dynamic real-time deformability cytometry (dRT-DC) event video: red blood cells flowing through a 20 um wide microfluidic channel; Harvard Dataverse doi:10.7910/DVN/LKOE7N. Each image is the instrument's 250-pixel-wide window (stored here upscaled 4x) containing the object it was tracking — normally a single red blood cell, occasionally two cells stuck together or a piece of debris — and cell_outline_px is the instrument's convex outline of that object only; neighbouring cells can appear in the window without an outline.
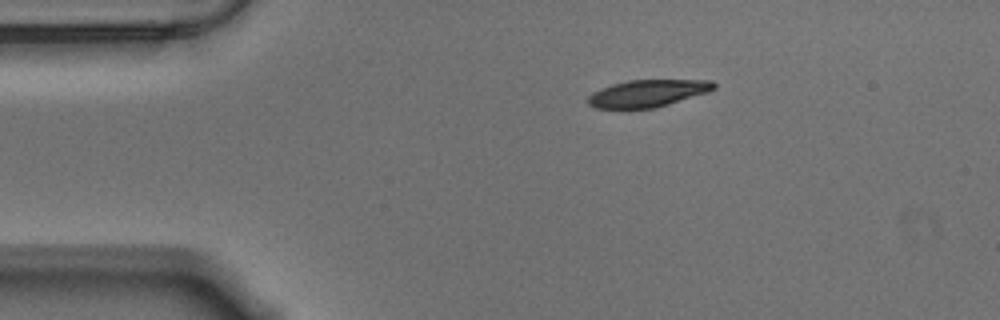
{"species": "Egyptian fruit bat (a non-hibernating species)", "species_latin": "Rousettus aegyptiacus", "temperature_condition": "warm", "stored_images_in_passage": 48, "camera_frame_rate_fps": 3000, "um_per_image_px": 0.085, "animal": {"sex": "male"}, "frame": {"image": 1, "passage_image": 1, "time_ms": 0.0, "image_size_px": [1000, 320], "cell_outline_px": [[716, 88], [708, 92], [656, 108], [596, 108], [588, 104], [588, 96], [592, 92], [600, 88], [612, 84], [628, 80], [712, 80], [716, 84]], "centroid_in_image_um": [55.06, 7.92], "position_along_channel_um": 29.9, "area_um2": 19.94}}
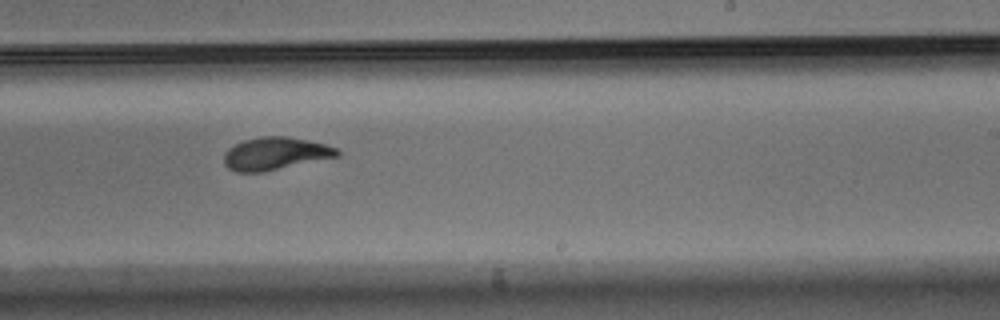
{"frame": {"image": 2, "passage_image": 25, "time_ms": 8.0, "image_size_px": [1000, 320], "cell_outline_px": [[340, 156], [264, 172], [236, 172], [228, 168], [224, 164], [224, 152], [228, 148], [244, 140], [264, 136], [288, 136], [324, 144], [336, 148], [340, 152]], "centroid_in_image_um": [23.39, 13.06], "position_along_channel_um": 265.6, "area_um2": 21.56}}
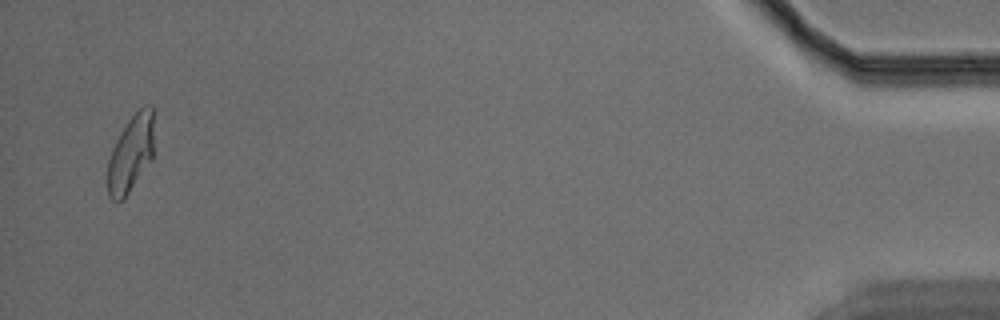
{"frame": {"image": 3, "passage_image": 46, "time_ms": 15.0, "image_size_px": [1000, 320], "cell_outline_px": [[156, 108], [152, 160], [128, 192], [120, 200], [112, 200], [108, 196], [108, 160], [112, 148], [120, 132], [128, 120], [144, 104], [152, 104]], "centroid_in_image_um": [11.18, 12.93], "position_along_channel_um": 424.0, "area_um2": 21.15}, "authors_computed_cell_mechanics": {"area_um2": 21.6172, "velocity_mm_per_s": 3.5216, "shape_relaxation_time_tau1_ms": 4.4762, "shape_relaxation_time_tau2_ms": 1.6909, "deformation_change_tau1": 0.1674, "deformation_change_tau2": 0.0748}}